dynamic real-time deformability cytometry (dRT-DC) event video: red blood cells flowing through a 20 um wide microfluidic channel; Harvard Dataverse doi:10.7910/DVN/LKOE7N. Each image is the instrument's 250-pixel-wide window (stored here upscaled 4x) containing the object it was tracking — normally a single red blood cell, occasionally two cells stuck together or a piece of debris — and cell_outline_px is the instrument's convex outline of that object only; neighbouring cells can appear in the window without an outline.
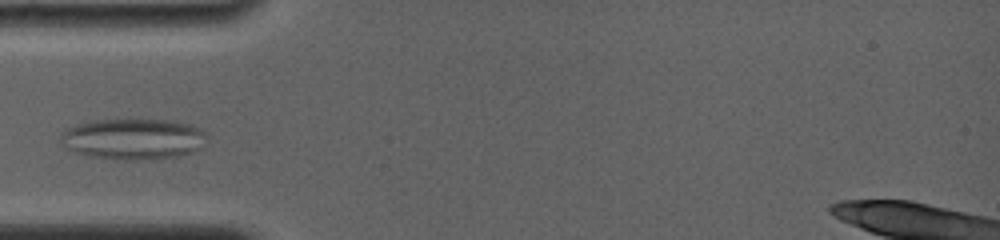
{"species": "common noctule bat (a hibernating species)", "species_latin": "Nyctalus noctula", "temperature_condition": "room temperature", "stored_images_in_passage": 11, "camera_frame_rate_fps": 4000, "um_per_image_px": 0.085, "animal": {"sex": "female", "body_mass_g": 19.0, "forearm_length_mm": 56.7}, "frame": {"image": 1, "passage_image": 5, "time_ms": 2.25, "image_size_px": [1000, 240], "cell_outline_px": [[208, 136], [204, 148], [192, 152], [176, 156], [92, 156], [76, 152], [64, 148], [60, 140], [60, 136], [68, 128], [76, 124], [92, 120], [176, 120], [192, 124], [200, 128]], "centroid_in_image_um": [11.38, 11.74], "position_along_channel_um": 73.6, "area_um2": 33.7}}
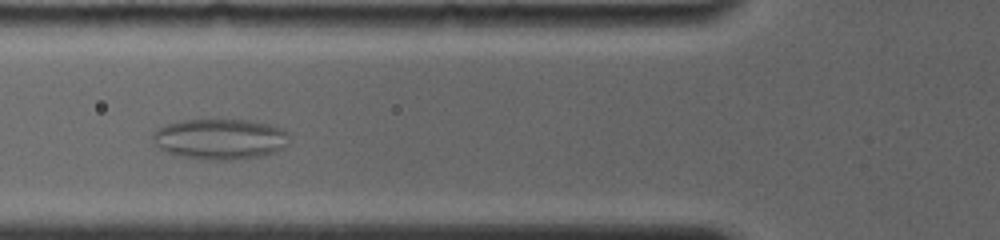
{"frame": {"image": 2, "passage_image": 7, "time_ms": 3.25, "image_size_px": [1000, 240], "cell_outline_px": [[288, 144], [284, 148], [276, 152], [260, 156], [236, 160], [204, 160], [180, 156], [168, 152], [160, 148], [152, 140], [152, 136], [156, 128], [168, 124], [184, 120], [252, 120], [272, 124], [288, 132]], "centroid_in_image_um": [18.74, 11.82], "position_along_channel_um": 107.1, "area_um2": 32.6}}
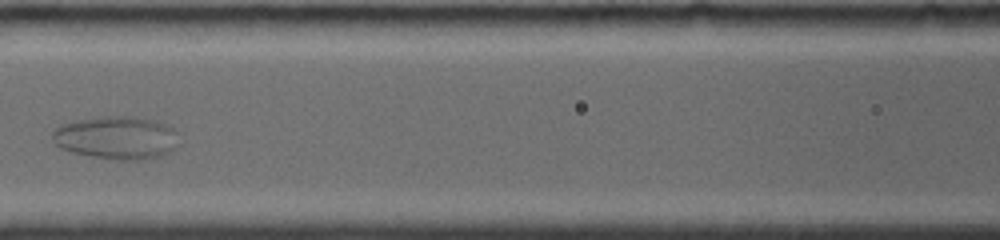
{"frame": {"image": 3, "passage_image": 10, "time_ms": 4.75, "image_size_px": [1000, 240], "cell_outline_px": [[176, 148], [160, 156], [140, 160], [128, 160], [92, 156], [72, 152], [60, 148], [52, 140], [52, 132], [60, 124], [72, 120], [108, 116], [132, 116], [156, 120], [172, 128]], "centroid_in_image_um": [9.83, 11.69], "position_along_channel_um": 156.8, "area_um2": 31.39}}